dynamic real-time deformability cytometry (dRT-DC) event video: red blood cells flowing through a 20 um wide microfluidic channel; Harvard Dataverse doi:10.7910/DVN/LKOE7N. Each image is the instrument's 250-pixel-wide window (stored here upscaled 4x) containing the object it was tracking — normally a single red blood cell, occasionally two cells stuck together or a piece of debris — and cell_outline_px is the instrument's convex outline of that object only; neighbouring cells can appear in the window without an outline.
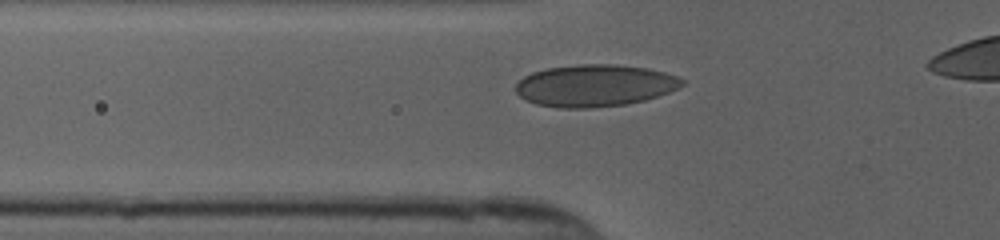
{"species": "human", "species_latin": "Homo sapiens", "temperature_condition": "cold", "stored_images_in_passage": 35, "camera_frame_rate_fps": 3000, "um_per_image_px": 0.085, "donor": {"sex": "female"}, "frame": {"image": 1, "passage_image": 9, "time_ms": 2.667, "image_size_px": [1000, 240], "cell_outline_px": [[688, 80], [684, 84], [668, 92], [644, 100], [624, 104], [588, 108], [560, 108], [536, 104], [520, 96], [516, 92], [516, 84], [524, 76], [532, 72], [548, 68], [576, 64], [616, 64], [648, 68], [664, 72]], "centroid_in_image_um": [50.56, 7.26], "position_along_channel_um": 75.2, "area_um2": 40.63}}
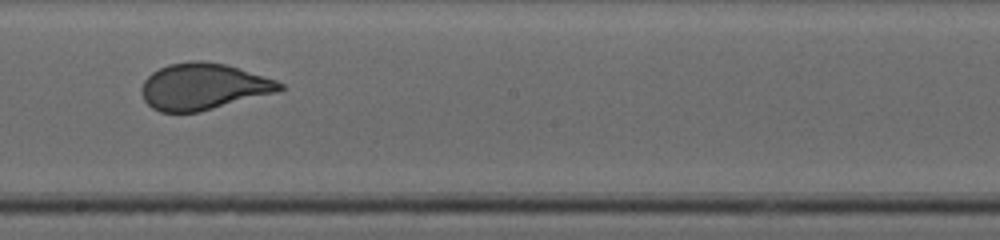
{"frame": {"image": 2, "passage_image": 21, "time_ms": 6.667, "image_size_px": [1000, 240], "cell_outline_px": [[288, 88], [280, 92], [200, 112], [160, 112], [152, 108], [144, 100], [140, 92], [140, 88], [144, 80], [152, 72], [168, 64], [192, 60], [200, 60], [224, 64], [276, 80], [284, 84]], "centroid_in_image_um": [17.3, 7.37], "position_along_channel_um": 230.9, "area_um2": 37.74}}
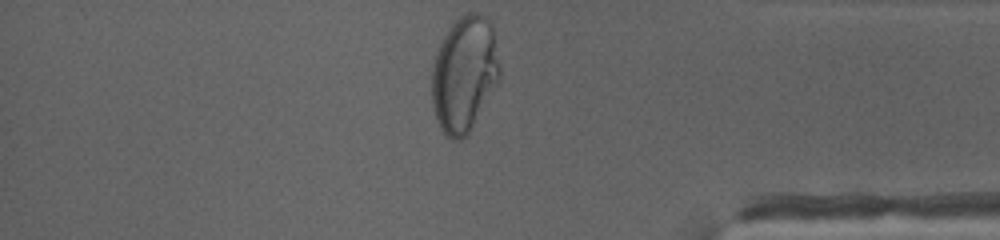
{"frame": {"image": 3, "passage_image": 35, "time_ms": 11.333, "image_size_px": [1000, 240], "cell_outline_px": [[500, 80], [468, 136], [460, 140], [452, 140], [440, 128], [432, 104], [432, 68], [436, 52], [448, 28], [460, 16], [468, 12], [476, 12], [488, 16], [492, 24], [500, 68]], "centroid_in_image_um": [39.49, 6.3], "position_along_channel_um": 395.7, "area_um2": 46.3}, "authors_computed_cell_mechanics": {"area_um2": 38.2636, "velocity_mm_per_s": 3.8908, "shape_relaxation_time_tau1_ms": 6.6175, "shape_relaxation_time_tau2_ms": null, "deformation_change_tau1": 0.2057, "deformation_change_tau2": null}}